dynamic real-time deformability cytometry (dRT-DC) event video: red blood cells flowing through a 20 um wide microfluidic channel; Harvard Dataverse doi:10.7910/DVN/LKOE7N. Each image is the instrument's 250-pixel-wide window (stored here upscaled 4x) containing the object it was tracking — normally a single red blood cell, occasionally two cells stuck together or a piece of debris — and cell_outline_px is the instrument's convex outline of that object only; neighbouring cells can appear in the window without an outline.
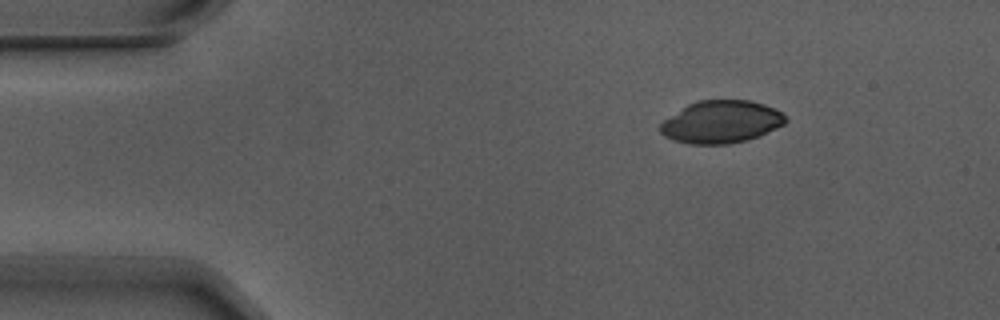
{"species": "Egyptian fruit bat (a non-hibernating species)", "species_latin": "Rousettus aegyptiacus", "temperature_condition": "warm", "stored_images_in_passage": 5, "camera_frame_rate_fps": 3000, "um_per_image_px": 0.085, "animal": {"sex": "male"}, "frame": {"image": 1, "passage_image": 3, "time_ms": 0.667, "image_size_px": [1000, 320], "cell_outline_px": [[788, 120], [784, 124], [760, 136], [728, 144], [692, 144], [672, 140], [664, 136], [660, 132], [660, 124], [664, 120], [688, 104], [696, 100], [748, 100], [764, 104], [788, 116]], "centroid_in_image_um": [61.3, 10.36], "position_along_channel_um": 23.7, "area_um2": 30.98}}